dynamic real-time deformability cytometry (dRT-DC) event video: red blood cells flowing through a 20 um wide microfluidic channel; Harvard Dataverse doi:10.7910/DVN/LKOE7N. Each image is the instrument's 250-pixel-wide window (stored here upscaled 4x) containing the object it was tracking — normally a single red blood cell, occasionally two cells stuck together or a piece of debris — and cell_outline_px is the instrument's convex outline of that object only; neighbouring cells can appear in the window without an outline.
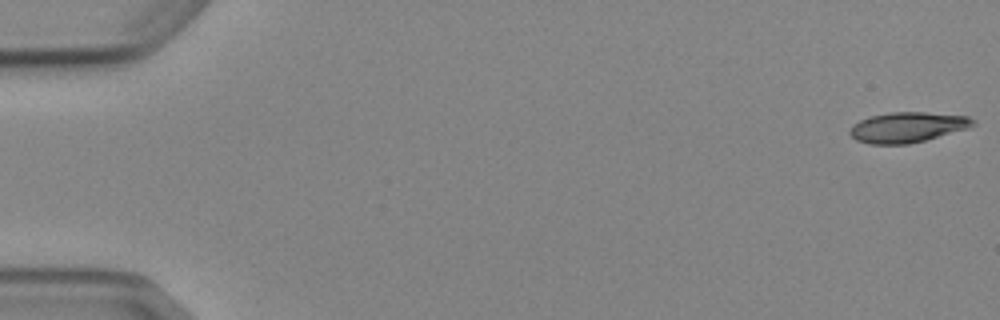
{"species": "Egyptian fruit bat (a non-hibernating species)", "species_latin": "Rousettus aegyptiacus", "temperature_condition": "cold", "stored_images_in_passage": 5, "camera_frame_rate_fps": 3000, "um_per_image_px": 0.085, "animal": {"sex": "female"}, "frame": {"image": 1, "passage_image": 1, "time_ms": 0.0, "image_size_px": [1000, 320], "cell_outline_px": [[976, 124], [968, 128], [924, 140], [908, 144], [868, 144], [856, 140], [848, 132], [852, 124], [868, 116], [892, 112], [924, 112], [968, 116], [976, 120]], "centroid_in_image_um": [77.11, 10.81], "position_along_channel_um": 7.9, "area_um2": 21.79}}
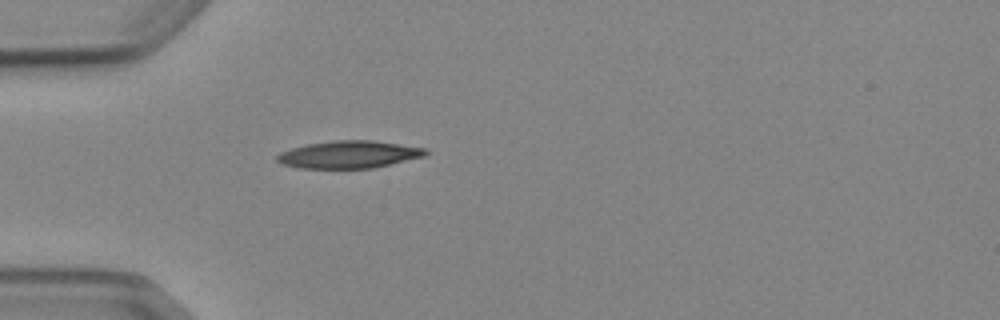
{"frame": {"image": 2, "passage_image": 5, "time_ms": 5.0, "image_size_px": [1000, 320], "cell_outline_px": [[428, 152], [424, 156], [372, 168], [300, 168], [284, 164], [276, 160], [276, 156], [280, 152], [292, 148], [308, 144], [336, 140], [372, 140], [428, 148]], "centroid_in_image_um": [29.67, 13.12], "position_along_channel_um": 55.3, "area_um2": 23.52}}